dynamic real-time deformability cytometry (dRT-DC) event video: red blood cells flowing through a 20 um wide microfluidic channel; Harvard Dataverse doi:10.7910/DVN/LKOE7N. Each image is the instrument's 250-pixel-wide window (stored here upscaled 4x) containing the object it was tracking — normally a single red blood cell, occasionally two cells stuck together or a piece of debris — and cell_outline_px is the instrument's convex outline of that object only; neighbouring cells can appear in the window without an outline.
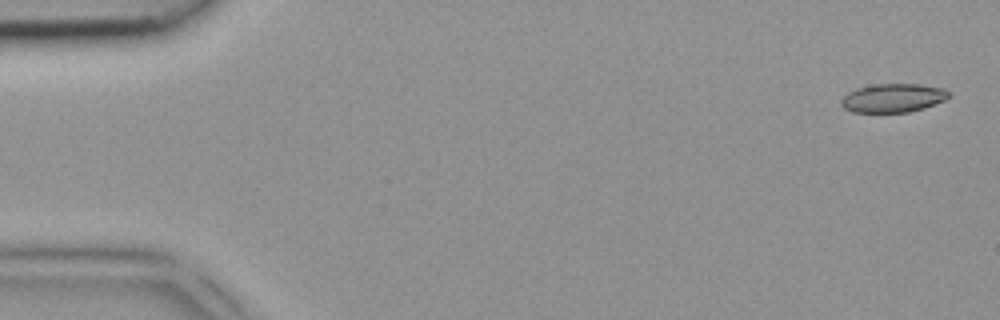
{"species": "common noctule bat (a hibernating species)", "species_latin": "Nyctalus noctula", "temperature_condition": "room temperature", "stored_images_in_passage": 4, "camera_frame_rate_fps": 3000, "um_per_image_px": 0.085, "animal": {"sex": "female", "body_mass_g": 18.4}, "frame": {"image": 1, "passage_image": 1, "time_ms": 0.0, "image_size_px": [1000, 320], "cell_outline_px": [[952, 96], [944, 100], [924, 108], [908, 112], [852, 112], [844, 108], [840, 104], [840, 100], [848, 92], [856, 88], [872, 84], [920, 84], [944, 88]], "centroid_in_image_um": [75.89, 8.32], "position_along_channel_um": 9.1, "area_um2": 18.09}}
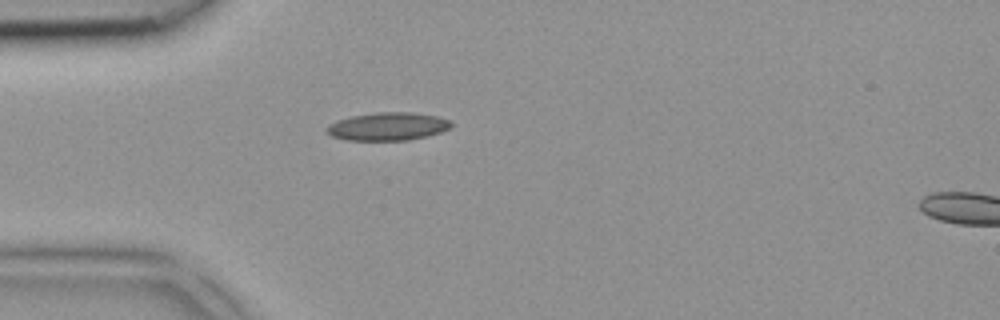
{"frame": {"image": 2, "passage_image": 4, "time_ms": 1.0, "image_size_px": [1000, 320], "cell_outline_px": [[452, 124], [448, 128], [440, 132], [428, 136], [408, 140], [344, 140], [332, 136], [324, 128], [328, 124], [336, 120], [352, 116], [376, 112], [412, 112], [436, 116], [452, 120]], "centroid_in_image_um": [32.94, 10.74], "position_along_channel_um": 52.1, "area_um2": 20.4}}